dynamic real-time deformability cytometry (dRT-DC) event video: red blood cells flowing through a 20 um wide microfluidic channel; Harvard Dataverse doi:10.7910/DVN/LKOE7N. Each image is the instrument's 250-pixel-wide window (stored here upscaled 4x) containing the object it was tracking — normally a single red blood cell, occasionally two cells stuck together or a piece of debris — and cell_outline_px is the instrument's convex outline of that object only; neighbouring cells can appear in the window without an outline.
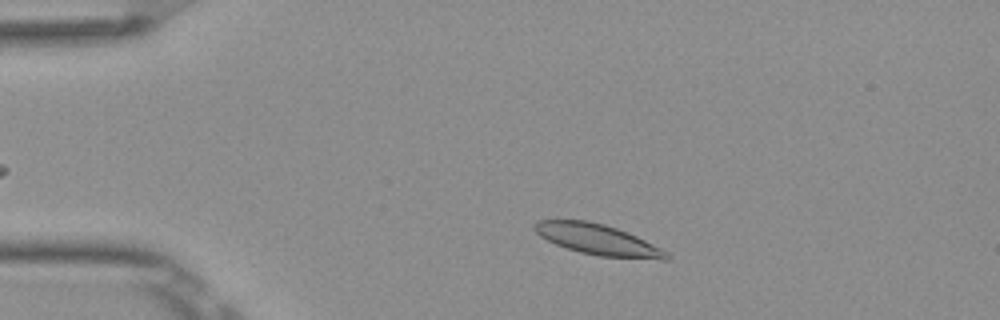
{"species": "Egyptian fruit bat (a non-hibernating species)", "species_latin": "Rousettus aegyptiacus", "temperature_condition": "room temperature", "stored_images_in_passage": 48, "camera_frame_rate_fps": 3000, "um_per_image_px": 0.085, "frame": {"image": 1, "passage_image": 6, "time_ms": 1.667, "image_size_px": [1000, 320], "cell_outline_px": [[672, 256], [668, 260], [664, 260], [600, 256], [580, 252], [556, 244], [540, 236], [532, 228], [532, 224], [540, 220], [588, 220], [604, 224], [628, 232], [668, 252]], "centroid_in_image_um": [50.82, 20.36], "position_along_channel_um": 34.2, "area_um2": 23.52}}
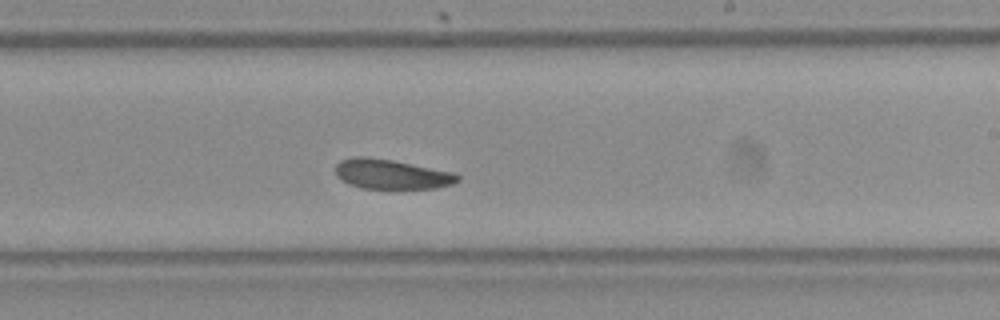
{"frame": {"image": 2, "passage_image": 27, "time_ms": 8.667, "image_size_px": [1000, 320], "cell_outline_px": [[460, 180], [452, 184], [436, 188], [360, 188], [348, 184], [336, 176], [336, 164], [340, 160], [352, 156], [368, 156], [392, 160], [456, 172], [460, 176]], "centroid_in_image_um": [33.27, 14.79], "position_along_channel_um": 255.7, "area_um2": 21.39}}
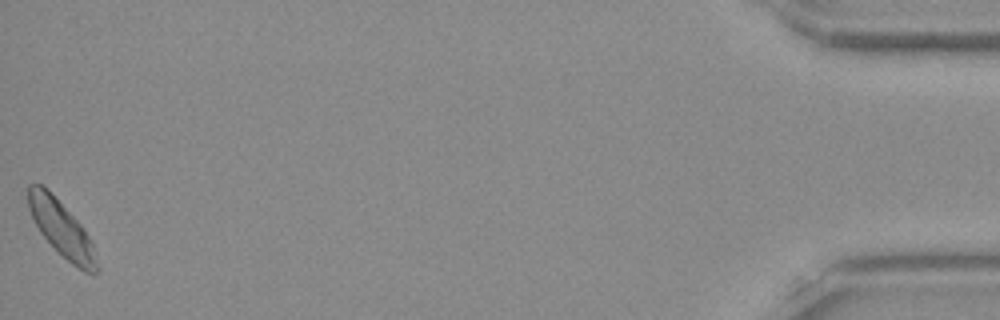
{"frame": {"image": 3, "passage_image": 48, "time_ms": 15.667, "image_size_px": [1000, 320], "cell_outline_px": [[100, 268], [96, 272], [84, 272], [72, 264], [40, 232], [28, 208], [28, 184], [40, 184], [48, 188], [80, 224], [92, 240]], "centroid_in_image_um": [5.25, 19.43], "position_along_channel_um": 429.9, "area_um2": 21.91}, "authors_computed_cell_mechanics": {"area_um2": 22.2819, "velocity_mm_per_s": 3.8305, "shape_relaxation_time_tau1_ms": 3.6846, "shape_relaxation_time_tau2_ms": 4.9146, "deformation_change_tau1": 0.0831, "deformation_change_tau2": 0.0998}}